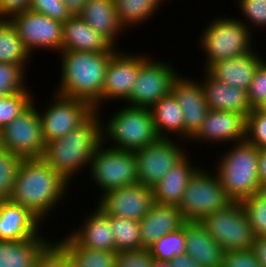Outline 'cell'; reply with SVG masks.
<instances>
[{"label":"cell","mask_w":266,"mask_h":267,"mask_svg":"<svg viewBox=\"0 0 266 267\" xmlns=\"http://www.w3.org/2000/svg\"><path fill=\"white\" fill-rule=\"evenodd\" d=\"M67 193L71 196L72 186L42 158L22 159L9 201L28 209L47 226L46 221H56L50 218L55 209L62 208L63 202L66 205Z\"/></svg>","instance_id":"cell-1"},{"label":"cell","mask_w":266,"mask_h":267,"mask_svg":"<svg viewBox=\"0 0 266 267\" xmlns=\"http://www.w3.org/2000/svg\"><path fill=\"white\" fill-rule=\"evenodd\" d=\"M116 52L64 51L60 58L57 94L88 102L94 109H103V86L111 57ZM61 66V67H60Z\"/></svg>","instance_id":"cell-2"},{"label":"cell","mask_w":266,"mask_h":267,"mask_svg":"<svg viewBox=\"0 0 266 267\" xmlns=\"http://www.w3.org/2000/svg\"><path fill=\"white\" fill-rule=\"evenodd\" d=\"M102 143V117L94 111L66 136L46 142L42 159L72 186L77 177L79 180L81 174L88 173L90 161Z\"/></svg>","instance_id":"cell-3"},{"label":"cell","mask_w":266,"mask_h":267,"mask_svg":"<svg viewBox=\"0 0 266 267\" xmlns=\"http://www.w3.org/2000/svg\"><path fill=\"white\" fill-rule=\"evenodd\" d=\"M224 148L222 155L216 157V167L212 164V170L218 175L228 196L234 202H241L263 191L258 169L259 148L247 140L228 144Z\"/></svg>","instance_id":"cell-4"},{"label":"cell","mask_w":266,"mask_h":267,"mask_svg":"<svg viewBox=\"0 0 266 267\" xmlns=\"http://www.w3.org/2000/svg\"><path fill=\"white\" fill-rule=\"evenodd\" d=\"M213 17L212 21L208 20L204 28L198 32L199 38L196 40L199 42L196 44L199 51L204 52L205 55H203L205 57L203 61L201 60L202 70H207L218 61L232 59L257 50L255 46L257 43L252 39L258 35H253L254 33L237 16L229 17V14L225 13L224 16L218 14V17Z\"/></svg>","instance_id":"cell-5"},{"label":"cell","mask_w":266,"mask_h":267,"mask_svg":"<svg viewBox=\"0 0 266 267\" xmlns=\"http://www.w3.org/2000/svg\"><path fill=\"white\" fill-rule=\"evenodd\" d=\"M124 105V106H123ZM121 106L102 117L103 143L110 148L126 151H136L155 143L159 137L154 127L152 114L148 108Z\"/></svg>","instance_id":"cell-6"},{"label":"cell","mask_w":266,"mask_h":267,"mask_svg":"<svg viewBox=\"0 0 266 267\" xmlns=\"http://www.w3.org/2000/svg\"><path fill=\"white\" fill-rule=\"evenodd\" d=\"M209 166H202L186 186L178 206L185 221H200L203 217L225 209L234 201L222 187L221 181Z\"/></svg>","instance_id":"cell-7"},{"label":"cell","mask_w":266,"mask_h":267,"mask_svg":"<svg viewBox=\"0 0 266 267\" xmlns=\"http://www.w3.org/2000/svg\"><path fill=\"white\" fill-rule=\"evenodd\" d=\"M88 172L85 177L98 188V198L107 191L139 183L134 151L113 149L104 143L94 153Z\"/></svg>","instance_id":"cell-8"},{"label":"cell","mask_w":266,"mask_h":267,"mask_svg":"<svg viewBox=\"0 0 266 267\" xmlns=\"http://www.w3.org/2000/svg\"><path fill=\"white\" fill-rule=\"evenodd\" d=\"M199 222L225 252L252 249L255 235L241 202H233Z\"/></svg>","instance_id":"cell-9"},{"label":"cell","mask_w":266,"mask_h":267,"mask_svg":"<svg viewBox=\"0 0 266 267\" xmlns=\"http://www.w3.org/2000/svg\"><path fill=\"white\" fill-rule=\"evenodd\" d=\"M35 96L33 102L0 131V148L21 159L42 158L44 154L45 142Z\"/></svg>","instance_id":"cell-10"},{"label":"cell","mask_w":266,"mask_h":267,"mask_svg":"<svg viewBox=\"0 0 266 267\" xmlns=\"http://www.w3.org/2000/svg\"><path fill=\"white\" fill-rule=\"evenodd\" d=\"M151 56L150 54L140 64L130 97L125 102L128 106L150 109L158 100L171 92L172 82L180 74L169 59L157 60Z\"/></svg>","instance_id":"cell-11"},{"label":"cell","mask_w":266,"mask_h":267,"mask_svg":"<svg viewBox=\"0 0 266 267\" xmlns=\"http://www.w3.org/2000/svg\"><path fill=\"white\" fill-rule=\"evenodd\" d=\"M51 95L47 106L45 104L37 109L45 143L66 136L94 112L93 107L84 100L65 97L55 92Z\"/></svg>","instance_id":"cell-12"},{"label":"cell","mask_w":266,"mask_h":267,"mask_svg":"<svg viewBox=\"0 0 266 267\" xmlns=\"http://www.w3.org/2000/svg\"><path fill=\"white\" fill-rule=\"evenodd\" d=\"M7 20L16 29L32 57L42 49L46 52H57V54L62 51L63 23L61 21L31 9L16 13Z\"/></svg>","instance_id":"cell-13"},{"label":"cell","mask_w":266,"mask_h":267,"mask_svg":"<svg viewBox=\"0 0 266 267\" xmlns=\"http://www.w3.org/2000/svg\"><path fill=\"white\" fill-rule=\"evenodd\" d=\"M183 145V146H182ZM179 139L159 138L148 147L134 151L137 177L140 184L153 187L190 149Z\"/></svg>","instance_id":"cell-14"},{"label":"cell","mask_w":266,"mask_h":267,"mask_svg":"<svg viewBox=\"0 0 266 267\" xmlns=\"http://www.w3.org/2000/svg\"><path fill=\"white\" fill-rule=\"evenodd\" d=\"M126 49L125 51H122L124 49L120 48L109 61L103 86L104 106L103 110H99V112L105 110L104 107H107L106 102L107 104H111L112 102L116 103L117 101L118 104L120 102L121 104H124L128 100L139 73L140 64L149 55L148 52L146 54L143 51H140V53L135 52V50L128 51L129 49Z\"/></svg>","instance_id":"cell-15"},{"label":"cell","mask_w":266,"mask_h":267,"mask_svg":"<svg viewBox=\"0 0 266 267\" xmlns=\"http://www.w3.org/2000/svg\"><path fill=\"white\" fill-rule=\"evenodd\" d=\"M95 204L109 216L141 221L155 204L153 188L135 184L110 190Z\"/></svg>","instance_id":"cell-16"},{"label":"cell","mask_w":266,"mask_h":267,"mask_svg":"<svg viewBox=\"0 0 266 267\" xmlns=\"http://www.w3.org/2000/svg\"><path fill=\"white\" fill-rule=\"evenodd\" d=\"M246 140V118L236 112L209 109L197 134L188 142L190 145L232 144ZM197 142V143H196ZM199 142V143H198ZM192 143V144H191ZM212 144V145H211Z\"/></svg>","instance_id":"cell-17"},{"label":"cell","mask_w":266,"mask_h":267,"mask_svg":"<svg viewBox=\"0 0 266 267\" xmlns=\"http://www.w3.org/2000/svg\"><path fill=\"white\" fill-rule=\"evenodd\" d=\"M171 93L184 112V141L189 142L199 131L209 107L197 78L179 74L172 82Z\"/></svg>","instance_id":"cell-18"},{"label":"cell","mask_w":266,"mask_h":267,"mask_svg":"<svg viewBox=\"0 0 266 267\" xmlns=\"http://www.w3.org/2000/svg\"><path fill=\"white\" fill-rule=\"evenodd\" d=\"M85 213L82 223L72 229L68 228V236L80 247L95 250L116 252L115 239L111 233L110 216L96 204ZM71 229V231H69Z\"/></svg>","instance_id":"cell-19"},{"label":"cell","mask_w":266,"mask_h":267,"mask_svg":"<svg viewBox=\"0 0 266 267\" xmlns=\"http://www.w3.org/2000/svg\"><path fill=\"white\" fill-rule=\"evenodd\" d=\"M192 156L194 155L188 152L152 187L155 203L179 206L187 184L203 166L200 162L194 161L196 159Z\"/></svg>","instance_id":"cell-20"},{"label":"cell","mask_w":266,"mask_h":267,"mask_svg":"<svg viewBox=\"0 0 266 267\" xmlns=\"http://www.w3.org/2000/svg\"><path fill=\"white\" fill-rule=\"evenodd\" d=\"M45 225L28 209L0 201V240L18 241L40 236Z\"/></svg>","instance_id":"cell-21"},{"label":"cell","mask_w":266,"mask_h":267,"mask_svg":"<svg viewBox=\"0 0 266 267\" xmlns=\"http://www.w3.org/2000/svg\"><path fill=\"white\" fill-rule=\"evenodd\" d=\"M202 72L204 73L197 79L203 87L209 109L236 112L247 118L253 110L248 101L247 91L217 81L206 70Z\"/></svg>","instance_id":"cell-22"},{"label":"cell","mask_w":266,"mask_h":267,"mask_svg":"<svg viewBox=\"0 0 266 267\" xmlns=\"http://www.w3.org/2000/svg\"><path fill=\"white\" fill-rule=\"evenodd\" d=\"M252 51L232 59L212 64L206 71L217 81L248 90L258 66L266 59L264 53Z\"/></svg>","instance_id":"cell-23"},{"label":"cell","mask_w":266,"mask_h":267,"mask_svg":"<svg viewBox=\"0 0 266 267\" xmlns=\"http://www.w3.org/2000/svg\"><path fill=\"white\" fill-rule=\"evenodd\" d=\"M62 50L117 52L119 49L90 27L79 15H72L63 22Z\"/></svg>","instance_id":"cell-24"},{"label":"cell","mask_w":266,"mask_h":267,"mask_svg":"<svg viewBox=\"0 0 266 267\" xmlns=\"http://www.w3.org/2000/svg\"><path fill=\"white\" fill-rule=\"evenodd\" d=\"M185 222L177 206L155 203L139 221L141 249H149L159 238L179 230Z\"/></svg>","instance_id":"cell-25"},{"label":"cell","mask_w":266,"mask_h":267,"mask_svg":"<svg viewBox=\"0 0 266 267\" xmlns=\"http://www.w3.org/2000/svg\"><path fill=\"white\" fill-rule=\"evenodd\" d=\"M185 245L186 254L201 267H222L225 251L199 221L185 222Z\"/></svg>","instance_id":"cell-26"},{"label":"cell","mask_w":266,"mask_h":267,"mask_svg":"<svg viewBox=\"0 0 266 267\" xmlns=\"http://www.w3.org/2000/svg\"><path fill=\"white\" fill-rule=\"evenodd\" d=\"M90 27L103 35L115 48L127 32L120 24L113 0H87L78 14ZM117 46V47H116Z\"/></svg>","instance_id":"cell-27"},{"label":"cell","mask_w":266,"mask_h":267,"mask_svg":"<svg viewBox=\"0 0 266 267\" xmlns=\"http://www.w3.org/2000/svg\"><path fill=\"white\" fill-rule=\"evenodd\" d=\"M45 233L25 240H0V267H35L39 256L56 239Z\"/></svg>","instance_id":"cell-28"},{"label":"cell","mask_w":266,"mask_h":267,"mask_svg":"<svg viewBox=\"0 0 266 267\" xmlns=\"http://www.w3.org/2000/svg\"><path fill=\"white\" fill-rule=\"evenodd\" d=\"M150 111L159 138L184 141V112L171 92L158 100Z\"/></svg>","instance_id":"cell-29"},{"label":"cell","mask_w":266,"mask_h":267,"mask_svg":"<svg viewBox=\"0 0 266 267\" xmlns=\"http://www.w3.org/2000/svg\"><path fill=\"white\" fill-rule=\"evenodd\" d=\"M117 17L126 31H131L149 22L168 5L166 0H113ZM158 12V14H157ZM160 12V13H159Z\"/></svg>","instance_id":"cell-30"},{"label":"cell","mask_w":266,"mask_h":267,"mask_svg":"<svg viewBox=\"0 0 266 267\" xmlns=\"http://www.w3.org/2000/svg\"><path fill=\"white\" fill-rule=\"evenodd\" d=\"M31 59L16 29L5 19L0 24V63L16 64L27 72Z\"/></svg>","instance_id":"cell-31"},{"label":"cell","mask_w":266,"mask_h":267,"mask_svg":"<svg viewBox=\"0 0 266 267\" xmlns=\"http://www.w3.org/2000/svg\"><path fill=\"white\" fill-rule=\"evenodd\" d=\"M57 241L78 262L80 267H114L116 253L103 250L82 248L78 246L67 234Z\"/></svg>","instance_id":"cell-32"},{"label":"cell","mask_w":266,"mask_h":267,"mask_svg":"<svg viewBox=\"0 0 266 267\" xmlns=\"http://www.w3.org/2000/svg\"><path fill=\"white\" fill-rule=\"evenodd\" d=\"M110 223L117 253L141 250L139 221L110 216Z\"/></svg>","instance_id":"cell-33"},{"label":"cell","mask_w":266,"mask_h":267,"mask_svg":"<svg viewBox=\"0 0 266 267\" xmlns=\"http://www.w3.org/2000/svg\"><path fill=\"white\" fill-rule=\"evenodd\" d=\"M153 259L171 261L186 254L185 223L179 230L165 234L148 249Z\"/></svg>","instance_id":"cell-34"},{"label":"cell","mask_w":266,"mask_h":267,"mask_svg":"<svg viewBox=\"0 0 266 267\" xmlns=\"http://www.w3.org/2000/svg\"><path fill=\"white\" fill-rule=\"evenodd\" d=\"M241 11V16L237 18L253 33L266 30V0H233ZM244 18V19H243ZM258 29V30H257Z\"/></svg>","instance_id":"cell-35"},{"label":"cell","mask_w":266,"mask_h":267,"mask_svg":"<svg viewBox=\"0 0 266 267\" xmlns=\"http://www.w3.org/2000/svg\"><path fill=\"white\" fill-rule=\"evenodd\" d=\"M255 237L266 236V190L241 201Z\"/></svg>","instance_id":"cell-36"},{"label":"cell","mask_w":266,"mask_h":267,"mask_svg":"<svg viewBox=\"0 0 266 267\" xmlns=\"http://www.w3.org/2000/svg\"><path fill=\"white\" fill-rule=\"evenodd\" d=\"M33 94L34 92H32L31 88H27L24 92L2 95V102H0V131L33 102Z\"/></svg>","instance_id":"cell-37"},{"label":"cell","mask_w":266,"mask_h":267,"mask_svg":"<svg viewBox=\"0 0 266 267\" xmlns=\"http://www.w3.org/2000/svg\"><path fill=\"white\" fill-rule=\"evenodd\" d=\"M27 72L19 65L0 63V95L24 92L27 86Z\"/></svg>","instance_id":"cell-38"},{"label":"cell","mask_w":266,"mask_h":267,"mask_svg":"<svg viewBox=\"0 0 266 267\" xmlns=\"http://www.w3.org/2000/svg\"><path fill=\"white\" fill-rule=\"evenodd\" d=\"M21 158L0 148V201L9 200Z\"/></svg>","instance_id":"cell-39"},{"label":"cell","mask_w":266,"mask_h":267,"mask_svg":"<svg viewBox=\"0 0 266 267\" xmlns=\"http://www.w3.org/2000/svg\"><path fill=\"white\" fill-rule=\"evenodd\" d=\"M246 140L257 148H266V113L253 109L246 118Z\"/></svg>","instance_id":"cell-40"},{"label":"cell","mask_w":266,"mask_h":267,"mask_svg":"<svg viewBox=\"0 0 266 267\" xmlns=\"http://www.w3.org/2000/svg\"><path fill=\"white\" fill-rule=\"evenodd\" d=\"M247 95L252 109H259L266 102V59L255 71Z\"/></svg>","instance_id":"cell-41"},{"label":"cell","mask_w":266,"mask_h":267,"mask_svg":"<svg viewBox=\"0 0 266 267\" xmlns=\"http://www.w3.org/2000/svg\"><path fill=\"white\" fill-rule=\"evenodd\" d=\"M30 9L62 23L72 16L63 0H32Z\"/></svg>","instance_id":"cell-42"},{"label":"cell","mask_w":266,"mask_h":267,"mask_svg":"<svg viewBox=\"0 0 266 267\" xmlns=\"http://www.w3.org/2000/svg\"><path fill=\"white\" fill-rule=\"evenodd\" d=\"M154 259L148 249L116 253L114 267H152Z\"/></svg>","instance_id":"cell-43"},{"label":"cell","mask_w":266,"mask_h":267,"mask_svg":"<svg viewBox=\"0 0 266 267\" xmlns=\"http://www.w3.org/2000/svg\"><path fill=\"white\" fill-rule=\"evenodd\" d=\"M222 267H263L252 249L232 250L224 254Z\"/></svg>","instance_id":"cell-44"},{"label":"cell","mask_w":266,"mask_h":267,"mask_svg":"<svg viewBox=\"0 0 266 267\" xmlns=\"http://www.w3.org/2000/svg\"><path fill=\"white\" fill-rule=\"evenodd\" d=\"M35 267H63V246L54 239L39 256Z\"/></svg>","instance_id":"cell-45"},{"label":"cell","mask_w":266,"mask_h":267,"mask_svg":"<svg viewBox=\"0 0 266 267\" xmlns=\"http://www.w3.org/2000/svg\"><path fill=\"white\" fill-rule=\"evenodd\" d=\"M32 0H0V17L8 19L10 16L30 9Z\"/></svg>","instance_id":"cell-46"},{"label":"cell","mask_w":266,"mask_h":267,"mask_svg":"<svg viewBox=\"0 0 266 267\" xmlns=\"http://www.w3.org/2000/svg\"><path fill=\"white\" fill-rule=\"evenodd\" d=\"M252 250L261 265L266 267V236L255 237Z\"/></svg>","instance_id":"cell-47"},{"label":"cell","mask_w":266,"mask_h":267,"mask_svg":"<svg viewBox=\"0 0 266 267\" xmlns=\"http://www.w3.org/2000/svg\"><path fill=\"white\" fill-rule=\"evenodd\" d=\"M258 169L261 187L266 190V148L259 149Z\"/></svg>","instance_id":"cell-48"},{"label":"cell","mask_w":266,"mask_h":267,"mask_svg":"<svg viewBox=\"0 0 266 267\" xmlns=\"http://www.w3.org/2000/svg\"><path fill=\"white\" fill-rule=\"evenodd\" d=\"M170 262L172 267H201L188 254L174 257Z\"/></svg>","instance_id":"cell-49"},{"label":"cell","mask_w":266,"mask_h":267,"mask_svg":"<svg viewBox=\"0 0 266 267\" xmlns=\"http://www.w3.org/2000/svg\"><path fill=\"white\" fill-rule=\"evenodd\" d=\"M63 2L72 15H78L82 11L87 0H63Z\"/></svg>","instance_id":"cell-50"},{"label":"cell","mask_w":266,"mask_h":267,"mask_svg":"<svg viewBox=\"0 0 266 267\" xmlns=\"http://www.w3.org/2000/svg\"><path fill=\"white\" fill-rule=\"evenodd\" d=\"M63 267H80L78 262L63 247Z\"/></svg>","instance_id":"cell-51"},{"label":"cell","mask_w":266,"mask_h":267,"mask_svg":"<svg viewBox=\"0 0 266 267\" xmlns=\"http://www.w3.org/2000/svg\"><path fill=\"white\" fill-rule=\"evenodd\" d=\"M152 267H172V264L170 261H160L154 259Z\"/></svg>","instance_id":"cell-52"},{"label":"cell","mask_w":266,"mask_h":267,"mask_svg":"<svg viewBox=\"0 0 266 267\" xmlns=\"http://www.w3.org/2000/svg\"><path fill=\"white\" fill-rule=\"evenodd\" d=\"M259 110L266 113V102L259 108Z\"/></svg>","instance_id":"cell-53"},{"label":"cell","mask_w":266,"mask_h":267,"mask_svg":"<svg viewBox=\"0 0 266 267\" xmlns=\"http://www.w3.org/2000/svg\"><path fill=\"white\" fill-rule=\"evenodd\" d=\"M5 19L0 17V24L4 21Z\"/></svg>","instance_id":"cell-54"}]
</instances>
